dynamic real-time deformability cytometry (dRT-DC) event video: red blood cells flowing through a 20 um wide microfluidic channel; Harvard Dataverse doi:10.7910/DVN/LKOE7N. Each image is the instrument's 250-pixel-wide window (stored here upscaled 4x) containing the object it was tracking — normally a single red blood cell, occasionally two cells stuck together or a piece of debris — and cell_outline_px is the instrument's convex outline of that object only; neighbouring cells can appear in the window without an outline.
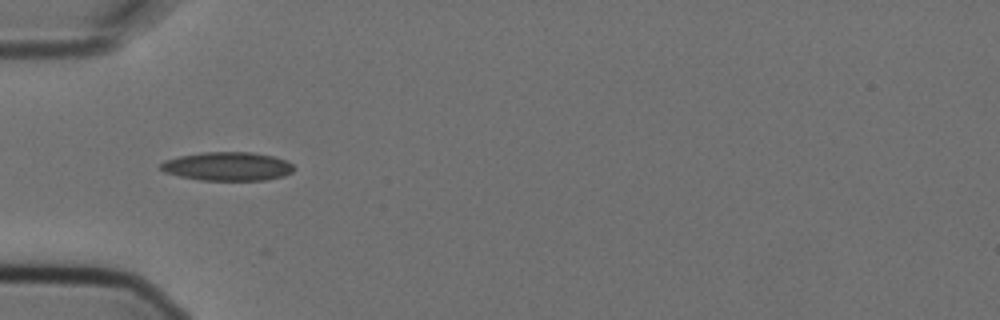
{"species": "Egyptian fruit bat (a non-hibernating species)", "species_latin": "Rousettus aegyptiacus", "temperature_condition": "cold", "stored_images_in_passage": 8, "camera_frame_rate_fps": 3000, "um_per_image_px": 0.085, "animal": {"sex": "female"}, "frame": {"image": 1, "passage_image": 5, "time_ms": 1.333, "image_size_px": [1000, 320], "cell_outline_px": [[292, 172], [284, 176], [264, 180], [200, 180], [180, 176], [164, 172], [160, 168], [160, 164], [164, 160], [180, 156], [200, 152], [252, 152], [272, 156], [284, 160], [292, 164]], "centroid_in_image_um": [19.3, 14.14], "position_along_channel_um": 65.7, "area_um2": 22.14}}
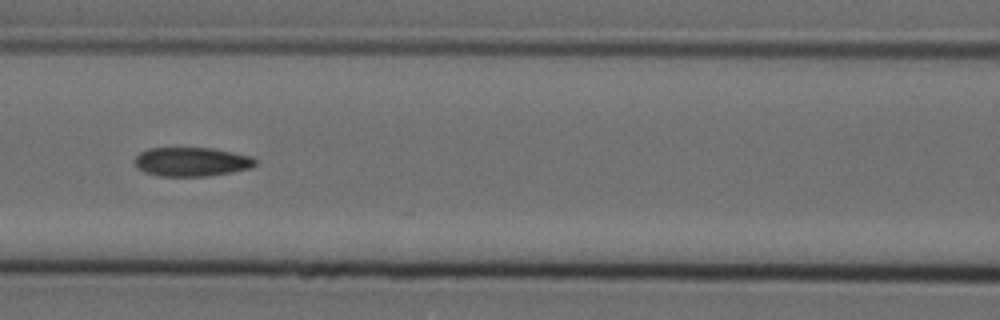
{"frame": {"image": 2, "passage_image": 7, "time_ms": 2.0, "image_size_px": [1000, 320], "cell_outline_px": [[256, 164], [252, 168], [232, 172], [204, 176], [160, 176], [144, 172], [136, 168], [136, 156], [140, 152], [148, 148], [212, 148], [252, 156], [256, 160]], "centroid_in_image_um": [16.29, 13.75], "position_along_channel_um": 150.3, "area_um2": 20.4}}
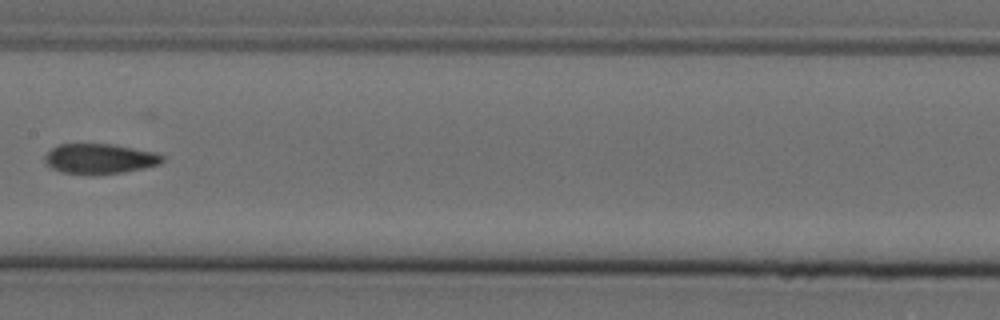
{"frame": {"image": 3, "passage_image": 8, "time_ms": 2.333, "image_size_px": [1000, 320], "cell_outline_px": [[164, 160], [160, 164], [144, 168], [124, 172], [96, 176], [92, 176], [60, 172], [44, 164], [44, 156], [52, 148], [60, 144], [112, 144], [156, 152], [164, 156]], "centroid_in_image_um": [8.46, 13.52], "position_along_channel_um": 198.9, "area_um2": 21.1}}